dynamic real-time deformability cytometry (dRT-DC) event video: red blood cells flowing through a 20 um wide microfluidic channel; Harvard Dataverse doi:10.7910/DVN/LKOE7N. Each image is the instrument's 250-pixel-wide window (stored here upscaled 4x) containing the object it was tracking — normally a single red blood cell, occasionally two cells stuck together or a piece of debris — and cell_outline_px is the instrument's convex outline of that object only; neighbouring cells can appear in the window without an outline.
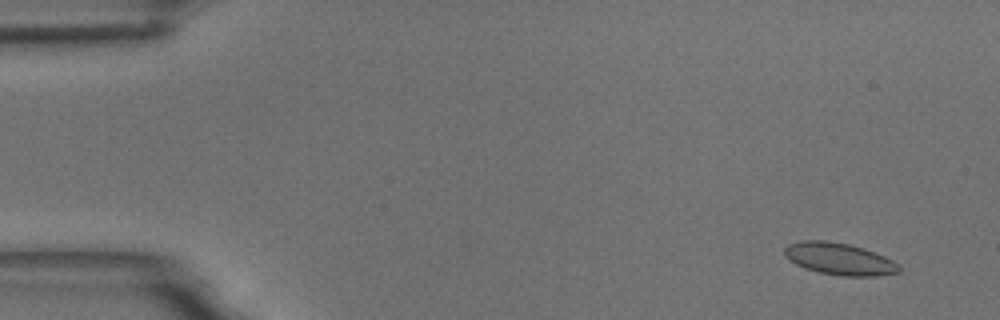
{"species": "common noctule bat (a hibernating species)", "species_latin": "Nyctalus noctula", "temperature_condition": "room temperature", "stored_images_in_passage": 56, "camera_frame_rate_fps": 3000, "um_per_image_px": 0.085, "animal": {"sex": "male", "body_mass_g": 18.8}, "frame": {"image": 1, "passage_image": 4, "time_ms": 1.0, "image_size_px": [1000, 320], "cell_outline_px": [[900, 272], [876, 276], [840, 276], [820, 272], [804, 268], [796, 264], [784, 256], [784, 248], [788, 244], [800, 240], [828, 240], [848, 244], [864, 248], [884, 256], [900, 264]], "centroid_in_image_um": [71.33, 22.0], "position_along_channel_um": 13.7, "area_um2": 21.5}}
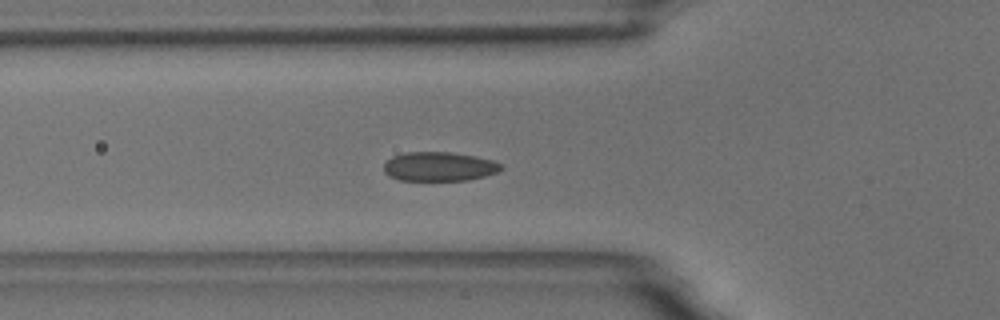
{"frame": {"image": 2, "passage_image": 20, "time_ms": 6.333, "image_size_px": [1000, 320], "cell_outline_px": [[504, 168], [496, 172], [484, 176], [468, 180], [400, 180], [388, 176], [384, 172], [384, 164], [392, 156], [404, 152], [452, 152], [476, 156], [492, 160], [500, 164]], "centroid_in_image_um": [37.31, 14.15], "position_along_channel_um": 88.5, "area_um2": 19.94}}
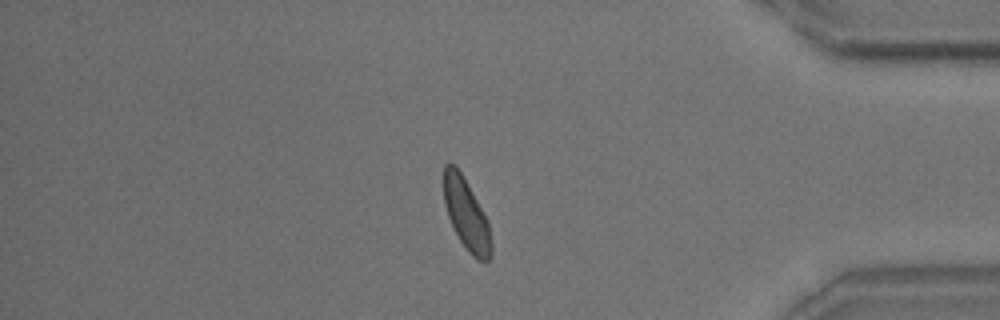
{"frame": {"image": 3, "passage_image": 48, "time_ms": 15.667, "image_size_px": [1000, 320], "cell_outline_px": [[492, 256], [488, 260], [476, 260], [468, 252], [460, 240], [448, 216], [444, 204], [444, 164], [456, 164], [488, 220], [492, 244]], "centroid_in_image_um": [39.65, 18.24], "position_along_channel_um": 395.5, "area_um2": 19.54}, "authors_computed_cell_mechanics": {"area_um2": 20.2589, "velocity_mm_per_s": 3.6042, "shape_relaxation_time_tau1_ms": 3.5353, "shape_relaxation_time_tau2_ms": 1.0971, "deformation_change_tau1": 0.0846, "deformation_change_tau2": 0.0506}}